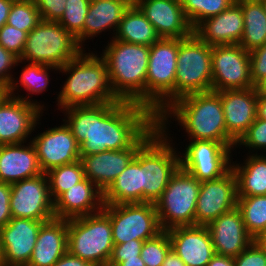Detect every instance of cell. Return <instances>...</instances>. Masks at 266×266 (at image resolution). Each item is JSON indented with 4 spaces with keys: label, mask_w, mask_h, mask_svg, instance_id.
<instances>
[{
    "label": "cell",
    "mask_w": 266,
    "mask_h": 266,
    "mask_svg": "<svg viewBox=\"0 0 266 266\" xmlns=\"http://www.w3.org/2000/svg\"><path fill=\"white\" fill-rule=\"evenodd\" d=\"M59 113L80 145V156L140 148L159 129L149 108L126 101L75 106Z\"/></svg>",
    "instance_id": "6da1fadb"
},
{
    "label": "cell",
    "mask_w": 266,
    "mask_h": 266,
    "mask_svg": "<svg viewBox=\"0 0 266 266\" xmlns=\"http://www.w3.org/2000/svg\"><path fill=\"white\" fill-rule=\"evenodd\" d=\"M173 122H172V121ZM186 134L185 140H210L227 145L234 151L236 141L227 133L219 92L207 91L189 94L177 99L158 117L159 129H170L172 125ZM177 122V124H176Z\"/></svg>",
    "instance_id": "7a4b0ae2"
},
{
    "label": "cell",
    "mask_w": 266,
    "mask_h": 266,
    "mask_svg": "<svg viewBox=\"0 0 266 266\" xmlns=\"http://www.w3.org/2000/svg\"><path fill=\"white\" fill-rule=\"evenodd\" d=\"M84 49L76 58L59 68L61 81L56 99V110L75 106H91L120 101L113 93L108 68L104 58L94 51ZM88 51V52H87Z\"/></svg>",
    "instance_id": "3957f363"
},
{
    "label": "cell",
    "mask_w": 266,
    "mask_h": 266,
    "mask_svg": "<svg viewBox=\"0 0 266 266\" xmlns=\"http://www.w3.org/2000/svg\"><path fill=\"white\" fill-rule=\"evenodd\" d=\"M106 42L99 53L107 64L114 95L120 101L145 106V83L150 47L113 38Z\"/></svg>",
    "instance_id": "277c9868"
},
{
    "label": "cell",
    "mask_w": 266,
    "mask_h": 266,
    "mask_svg": "<svg viewBox=\"0 0 266 266\" xmlns=\"http://www.w3.org/2000/svg\"><path fill=\"white\" fill-rule=\"evenodd\" d=\"M179 167L178 146L158 129L141 146V203L155 204Z\"/></svg>",
    "instance_id": "5b68a950"
},
{
    "label": "cell",
    "mask_w": 266,
    "mask_h": 266,
    "mask_svg": "<svg viewBox=\"0 0 266 266\" xmlns=\"http://www.w3.org/2000/svg\"><path fill=\"white\" fill-rule=\"evenodd\" d=\"M113 246L110 217L103 210L68 219L67 250L70 254L93 266H108Z\"/></svg>",
    "instance_id": "8992f818"
},
{
    "label": "cell",
    "mask_w": 266,
    "mask_h": 266,
    "mask_svg": "<svg viewBox=\"0 0 266 266\" xmlns=\"http://www.w3.org/2000/svg\"><path fill=\"white\" fill-rule=\"evenodd\" d=\"M84 48L58 22L41 20L29 33L19 60L60 68Z\"/></svg>",
    "instance_id": "52a82bcc"
},
{
    "label": "cell",
    "mask_w": 266,
    "mask_h": 266,
    "mask_svg": "<svg viewBox=\"0 0 266 266\" xmlns=\"http://www.w3.org/2000/svg\"><path fill=\"white\" fill-rule=\"evenodd\" d=\"M178 38H160L150 46L145 106L158 117L174 102Z\"/></svg>",
    "instance_id": "ba28073f"
},
{
    "label": "cell",
    "mask_w": 266,
    "mask_h": 266,
    "mask_svg": "<svg viewBox=\"0 0 266 266\" xmlns=\"http://www.w3.org/2000/svg\"><path fill=\"white\" fill-rule=\"evenodd\" d=\"M212 46L194 32L178 38L174 102L186 95L212 90Z\"/></svg>",
    "instance_id": "9c48e42d"
},
{
    "label": "cell",
    "mask_w": 266,
    "mask_h": 266,
    "mask_svg": "<svg viewBox=\"0 0 266 266\" xmlns=\"http://www.w3.org/2000/svg\"><path fill=\"white\" fill-rule=\"evenodd\" d=\"M201 182L181 167L171 176L161 198L155 203L163 230L195 225L196 202Z\"/></svg>",
    "instance_id": "30bf717a"
},
{
    "label": "cell",
    "mask_w": 266,
    "mask_h": 266,
    "mask_svg": "<svg viewBox=\"0 0 266 266\" xmlns=\"http://www.w3.org/2000/svg\"><path fill=\"white\" fill-rule=\"evenodd\" d=\"M160 130L171 141H174L175 145H179L181 148L179 151L180 167L198 181L218 179L231 169L234 151L227 145L210 140H187L189 143L186 142L184 148V144L181 146L179 143L177 144V134L173 137L172 130Z\"/></svg>",
    "instance_id": "8fae6325"
},
{
    "label": "cell",
    "mask_w": 266,
    "mask_h": 266,
    "mask_svg": "<svg viewBox=\"0 0 266 266\" xmlns=\"http://www.w3.org/2000/svg\"><path fill=\"white\" fill-rule=\"evenodd\" d=\"M110 217L114 245L133 240H148L163 231L153 203L103 205Z\"/></svg>",
    "instance_id": "7c38bea8"
},
{
    "label": "cell",
    "mask_w": 266,
    "mask_h": 266,
    "mask_svg": "<svg viewBox=\"0 0 266 266\" xmlns=\"http://www.w3.org/2000/svg\"><path fill=\"white\" fill-rule=\"evenodd\" d=\"M44 113L38 119L31 137L34 145L39 166L43 173L66 164L74 163L80 160V145L72 135L70 128L62 120L61 125L56 124L53 127L41 128ZM42 121V122H41ZM45 129V130H44ZM39 132H37V131ZM38 133V134H37Z\"/></svg>",
    "instance_id": "4fadbf2b"
},
{
    "label": "cell",
    "mask_w": 266,
    "mask_h": 266,
    "mask_svg": "<svg viewBox=\"0 0 266 266\" xmlns=\"http://www.w3.org/2000/svg\"><path fill=\"white\" fill-rule=\"evenodd\" d=\"M212 91L255 87L249 52L239 44L212 46Z\"/></svg>",
    "instance_id": "5bb4252c"
},
{
    "label": "cell",
    "mask_w": 266,
    "mask_h": 266,
    "mask_svg": "<svg viewBox=\"0 0 266 266\" xmlns=\"http://www.w3.org/2000/svg\"><path fill=\"white\" fill-rule=\"evenodd\" d=\"M12 218L50 221L55 218L46 173L11 184Z\"/></svg>",
    "instance_id": "9a60e30c"
},
{
    "label": "cell",
    "mask_w": 266,
    "mask_h": 266,
    "mask_svg": "<svg viewBox=\"0 0 266 266\" xmlns=\"http://www.w3.org/2000/svg\"><path fill=\"white\" fill-rule=\"evenodd\" d=\"M237 179L232 169L215 180L201 182L196 202L195 225L207 226L237 207Z\"/></svg>",
    "instance_id": "2e32d148"
},
{
    "label": "cell",
    "mask_w": 266,
    "mask_h": 266,
    "mask_svg": "<svg viewBox=\"0 0 266 266\" xmlns=\"http://www.w3.org/2000/svg\"><path fill=\"white\" fill-rule=\"evenodd\" d=\"M43 113L39 106L7 95L0 103V145L31 141Z\"/></svg>",
    "instance_id": "e0dca14e"
},
{
    "label": "cell",
    "mask_w": 266,
    "mask_h": 266,
    "mask_svg": "<svg viewBox=\"0 0 266 266\" xmlns=\"http://www.w3.org/2000/svg\"><path fill=\"white\" fill-rule=\"evenodd\" d=\"M47 221L12 218L0 228L3 266H27L35 247L39 229Z\"/></svg>",
    "instance_id": "ac0fdd59"
},
{
    "label": "cell",
    "mask_w": 266,
    "mask_h": 266,
    "mask_svg": "<svg viewBox=\"0 0 266 266\" xmlns=\"http://www.w3.org/2000/svg\"><path fill=\"white\" fill-rule=\"evenodd\" d=\"M167 232L171 249L186 266H206L216 254L207 226H179Z\"/></svg>",
    "instance_id": "d6986e66"
},
{
    "label": "cell",
    "mask_w": 266,
    "mask_h": 266,
    "mask_svg": "<svg viewBox=\"0 0 266 266\" xmlns=\"http://www.w3.org/2000/svg\"><path fill=\"white\" fill-rule=\"evenodd\" d=\"M136 5L160 38H186L193 33L180 0H139Z\"/></svg>",
    "instance_id": "ffe728a7"
},
{
    "label": "cell",
    "mask_w": 266,
    "mask_h": 266,
    "mask_svg": "<svg viewBox=\"0 0 266 266\" xmlns=\"http://www.w3.org/2000/svg\"><path fill=\"white\" fill-rule=\"evenodd\" d=\"M215 253L236 257L243 252L254 238L247 232L242 214L236 207L221 214L207 225Z\"/></svg>",
    "instance_id": "44dd1931"
},
{
    "label": "cell",
    "mask_w": 266,
    "mask_h": 266,
    "mask_svg": "<svg viewBox=\"0 0 266 266\" xmlns=\"http://www.w3.org/2000/svg\"><path fill=\"white\" fill-rule=\"evenodd\" d=\"M227 133L237 142L257 117L255 87L219 91Z\"/></svg>",
    "instance_id": "7402d4cb"
},
{
    "label": "cell",
    "mask_w": 266,
    "mask_h": 266,
    "mask_svg": "<svg viewBox=\"0 0 266 266\" xmlns=\"http://www.w3.org/2000/svg\"><path fill=\"white\" fill-rule=\"evenodd\" d=\"M243 29V11L236 1L220 14L201 21L193 32L209 46H218L239 44Z\"/></svg>",
    "instance_id": "603a6c76"
},
{
    "label": "cell",
    "mask_w": 266,
    "mask_h": 266,
    "mask_svg": "<svg viewBox=\"0 0 266 266\" xmlns=\"http://www.w3.org/2000/svg\"><path fill=\"white\" fill-rule=\"evenodd\" d=\"M138 149L108 150L80 156L84 176L104 192L129 165Z\"/></svg>",
    "instance_id": "cb8c5ba5"
},
{
    "label": "cell",
    "mask_w": 266,
    "mask_h": 266,
    "mask_svg": "<svg viewBox=\"0 0 266 266\" xmlns=\"http://www.w3.org/2000/svg\"><path fill=\"white\" fill-rule=\"evenodd\" d=\"M103 205V192L85 177L54 201V214L58 219H72L97 213Z\"/></svg>",
    "instance_id": "d4e9b609"
},
{
    "label": "cell",
    "mask_w": 266,
    "mask_h": 266,
    "mask_svg": "<svg viewBox=\"0 0 266 266\" xmlns=\"http://www.w3.org/2000/svg\"><path fill=\"white\" fill-rule=\"evenodd\" d=\"M22 64V65H21ZM21 65V66H20ZM18 66L21 68L18 72V74H15L11 84L9 85L8 89V96L18 98L21 100H24L26 102H30L32 104H35L39 106L43 111L48 112V106L47 103L37 100L33 98V95H41L45 94L43 92L48 91V88L50 87V81L54 78H50V72L53 73H59V68L49 66V65H43V64H36V63H29L22 60L17 61L15 68L18 70ZM56 71V72H55ZM19 77H18V76ZM17 76V77H16ZM25 91L26 93L20 94V91ZM28 92V93H27ZM32 97V98H31ZM39 101V102H38Z\"/></svg>",
    "instance_id": "484cf974"
},
{
    "label": "cell",
    "mask_w": 266,
    "mask_h": 266,
    "mask_svg": "<svg viewBox=\"0 0 266 266\" xmlns=\"http://www.w3.org/2000/svg\"><path fill=\"white\" fill-rule=\"evenodd\" d=\"M42 173L31 141L0 145V181L13 184Z\"/></svg>",
    "instance_id": "4316f807"
},
{
    "label": "cell",
    "mask_w": 266,
    "mask_h": 266,
    "mask_svg": "<svg viewBox=\"0 0 266 266\" xmlns=\"http://www.w3.org/2000/svg\"><path fill=\"white\" fill-rule=\"evenodd\" d=\"M129 6L130 4L126 0H96L90 2L83 25V48L91 49L88 48L89 44L86 43H90L91 40L94 42L93 39L95 40V37L97 38L101 34L103 36L100 37H104L107 32H110L108 33L111 36L109 39H112L124 12Z\"/></svg>",
    "instance_id": "83f0119b"
},
{
    "label": "cell",
    "mask_w": 266,
    "mask_h": 266,
    "mask_svg": "<svg viewBox=\"0 0 266 266\" xmlns=\"http://www.w3.org/2000/svg\"><path fill=\"white\" fill-rule=\"evenodd\" d=\"M68 219L44 222L27 266H53L68 250Z\"/></svg>",
    "instance_id": "f1b7e54d"
},
{
    "label": "cell",
    "mask_w": 266,
    "mask_h": 266,
    "mask_svg": "<svg viewBox=\"0 0 266 266\" xmlns=\"http://www.w3.org/2000/svg\"><path fill=\"white\" fill-rule=\"evenodd\" d=\"M233 153L235 158H232L231 169L237 179V197L266 195V155L244 154L242 156L241 153L244 160L241 158L239 161L237 149H234Z\"/></svg>",
    "instance_id": "f546056e"
},
{
    "label": "cell",
    "mask_w": 266,
    "mask_h": 266,
    "mask_svg": "<svg viewBox=\"0 0 266 266\" xmlns=\"http://www.w3.org/2000/svg\"><path fill=\"white\" fill-rule=\"evenodd\" d=\"M103 203H141V147L129 165L103 192Z\"/></svg>",
    "instance_id": "4dcf8cb0"
},
{
    "label": "cell",
    "mask_w": 266,
    "mask_h": 266,
    "mask_svg": "<svg viewBox=\"0 0 266 266\" xmlns=\"http://www.w3.org/2000/svg\"><path fill=\"white\" fill-rule=\"evenodd\" d=\"M113 39L150 47L160 36L139 7L132 4L124 12Z\"/></svg>",
    "instance_id": "1f68e13d"
},
{
    "label": "cell",
    "mask_w": 266,
    "mask_h": 266,
    "mask_svg": "<svg viewBox=\"0 0 266 266\" xmlns=\"http://www.w3.org/2000/svg\"><path fill=\"white\" fill-rule=\"evenodd\" d=\"M242 7L244 29L239 45L250 52L266 43V14L260 0H236Z\"/></svg>",
    "instance_id": "d6a6232c"
},
{
    "label": "cell",
    "mask_w": 266,
    "mask_h": 266,
    "mask_svg": "<svg viewBox=\"0 0 266 266\" xmlns=\"http://www.w3.org/2000/svg\"><path fill=\"white\" fill-rule=\"evenodd\" d=\"M240 210L247 232L255 238L266 228V195L238 197Z\"/></svg>",
    "instance_id": "836d02e7"
},
{
    "label": "cell",
    "mask_w": 266,
    "mask_h": 266,
    "mask_svg": "<svg viewBox=\"0 0 266 266\" xmlns=\"http://www.w3.org/2000/svg\"><path fill=\"white\" fill-rule=\"evenodd\" d=\"M46 174L49 182V193L53 202L62 193L85 178L80 160L71 164L55 167Z\"/></svg>",
    "instance_id": "e575fe53"
},
{
    "label": "cell",
    "mask_w": 266,
    "mask_h": 266,
    "mask_svg": "<svg viewBox=\"0 0 266 266\" xmlns=\"http://www.w3.org/2000/svg\"><path fill=\"white\" fill-rule=\"evenodd\" d=\"M236 0H180L187 20L194 29L201 21L220 14Z\"/></svg>",
    "instance_id": "d590c367"
},
{
    "label": "cell",
    "mask_w": 266,
    "mask_h": 266,
    "mask_svg": "<svg viewBox=\"0 0 266 266\" xmlns=\"http://www.w3.org/2000/svg\"><path fill=\"white\" fill-rule=\"evenodd\" d=\"M90 2L87 0H66L65 10L58 21L67 31L72 33L83 47V25L88 14Z\"/></svg>",
    "instance_id": "8d00e7d4"
},
{
    "label": "cell",
    "mask_w": 266,
    "mask_h": 266,
    "mask_svg": "<svg viewBox=\"0 0 266 266\" xmlns=\"http://www.w3.org/2000/svg\"><path fill=\"white\" fill-rule=\"evenodd\" d=\"M40 21L41 16L34 0L13 1L7 24L29 33Z\"/></svg>",
    "instance_id": "74e56055"
},
{
    "label": "cell",
    "mask_w": 266,
    "mask_h": 266,
    "mask_svg": "<svg viewBox=\"0 0 266 266\" xmlns=\"http://www.w3.org/2000/svg\"><path fill=\"white\" fill-rule=\"evenodd\" d=\"M234 148L238 149V154L243 150L242 153L246 151L245 154L266 155V120L256 117Z\"/></svg>",
    "instance_id": "f35d334b"
},
{
    "label": "cell",
    "mask_w": 266,
    "mask_h": 266,
    "mask_svg": "<svg viewBox=\"0 0 266 266\" xmlns=\"http://www.w3.org/2000/svg\"><path fill=\"white\" fill-rule=\"evenodd\" d=\"M171 250L168 232L163 230L154 238L143 242L140 256L146 266H161Z\"/></svg>",
    "instance_id": "ab89813d"
},
{
    "label": "cell",
    "mask_w": 266,
    "mask_h": 266,
    "mask_svg": "<svg viewBox=\"0 0 266 266\" xmlns=\"http://www.w3.org/2000/svg\"><path fill=\"white\" fill-rule=\"evenodd\" d=\"M28 33L9 24L0 28V45L18 59L21 57Z\"/></svg>",
    "instance_id": "60d3db41"
},
{
    "label": "cell",
    "mask_w": 266,
    "mask_h": 266,
    "mask_svg": "<svg viewBox=\"0 0 266 266\" xmlns=\"http://www.w3.org/2000/svg\"><path fill=\"white\" fill-rule=\"evenodd\" d=\"M143 242L144 241L142 240L132 239L126 243L114 245L108 266H117L120 262L125 261L126 259L140 256Z\"/></svg>",
    "instance_id": "b9f144b4"
},
{
    "label": "cell",
    "mask_w": 266,
    "mask_h": 266,
    "mask_svg": "<svg viewBox=\"0 0 266 266\" xmlns=\"http://www.w3.org/2000/svg\"><path fill=\"white\" fill-rule=\"evenodd\" d=\"M235 266H266V250L253 241L243 252L234 257Z\"/></svg>",
    "instance_id": "7bdbcfd3"
},
{
    "label": "cell",
    "mask_w": 266,
    "mask_h": 266,
    "mask_svg": "<svg viewBox=\"0 0 266 266\" xmlns=\"http://www.w3.org/2000/svg\"><path fill=\"white\" fill-rule=\"evenodd\" d=\"M41 20L58 22L65 10L66 0H34Z\"/></svg>",
    "instance_id": "ee69618b"
},
{
    "label": "cell",
    "mask_w": 266,
    "mask_h": 266,
    "mask_svg": "<svg viewBox=\"0 0 266 266\" xmlns=\"http://www.w3.org/2000/svg\"><path fill=\"white\" fill-rule=\"evenodd\" d=\"M17 61L18 58L15 55L0 45V84L6 88L11 84L14 75L18 73L14 71Z\"/></svg>",
    "instance_id": "f6af8a7d"
},
{
    "label": "cell",
    "mask_w": 266,
    "mask_h": 266,
    "mask_svg": "<svg viewBox=\"0 0 266 266\" xmlns=\"http://www.w3.org/2000/svg\"><path fill=\"white\" fill-rule=\"evenodd\" d=\"M251 62V78L255 86L266 76V43L249 52Z\"/></svg>",
    "instance_id": "bcb514c9"
},
{
    "label": "cell",
    "mask_w": 266,
    "mask_h": 266,
    "mask_svg": "<svg viewBox=\"0 0 266 266\" xmlns=\"http://www.w3.org/2000/svg\"><path fill=\"white\" fill-rule=\"evenodd\" d=\"M10 196L11 184L0 181V228L4 227L12 219Z\"/></svg>",
    "instance_id": "7dc6e473"
},
{
    "label": "cell",
    "mask_w": 266,
    "mask_h": 266,
    "mask_svg": "<svg viewBox=\"0 0 266 266\" xmlns=\"http://www.w3.org/2000/svg\"><path fill=\"white\" fill-rule=\"evenodd\" d=\"M53 266H93L77 256L70 254L68 251Z\"/></svg>",
    "instance_id": "c3c4849f"
},
{
    "label": "cell",
    "mask_w": 266,
    "mask_h": 266,
    "mask_svg": "<svg viewBox=\"0 0 266 266\" xmlns=\"http://www.w3.org/2000/svg\"><path fill=\"white\" fill-rule=\"evenodd\" d=\"M206 266H235L234 257L215 254Z\"/></svg>",
    "instance_id": "681fc988"
},
{
    "label": "cell",
    "mask_w": 266,
    "mask_h": 266,
    "mask_svg": "<svg viewBox=\"0 0 266 266\" xmlns=\"http://www.w3.org/2000/svg\"><path fill=\"white\" fill-rule=\"evenodd\" d=\"M12 0H0V28L7 23Z\"/></svg>",
    "instance_id": "f907efd6"
},
{
    "label": "cell",
    "mask_w": 266,
    "mask_h": 266,
    "mask_svg": "<svg viewBox=\"0 0 266 266\" xmlns=\"http://www.w3.org/2000/svg\"><path fill=\"white\" fill-rule=\"evenodd\" d=\"M161 266H186L180 257L171 249Z\"/></svg>",
    "instance_id": "816d5d0a"
},
{
    "label": "cell",
    "mask_w": 266,
    "mask_h": 266,
    "mask_svg": "<svg viewBox=\"0 0 266 266\" xmlns=\"http://www.w3.org/2000/svg\"><path fill=\"white\" fill-rule=\"evenodd\" d=\"M257 118L266 120V96L258 95Z\"/></svg>",
    "instance_id": "f5cc1de1"
},
{
    "label": "cell",
    "mask_w": 266,
    "mask_h": 266,
    "mask_svg": "<svg viewBox=\"0 0 266 266\" xmlns=\"http://www.w3.org/2000/svg\"><path fill=\"white\" fill-rule=\"evenodd\" d=\"M117 266H146L141 256L136 258L126 259L125 261L120 262Z\"/></svg>",
    "instance_id": "db71d44e"
},
{
    "label": "cell",
    "mask_w": 266,
    "mask_h": 266,
    "mask_svg": "<svg viewBox=\"0 0 266 266\" xmlns=\"http://www.w3.org/2000/svg\"><path fill=\"white\" fill-rule=\"evenodd\" d=\"M255 89L258 95L266 96V76L255 85Z\"/></svg>",
    "instance_id": "11a10c76"
},
{
    "label": "cell",
    "mask_w": 266,
    "mask_h": 266,
    "mask_svg": "<svg viewBox=\"0 0 266 266\" xmlns=\"http://www.w3.org/2000/svg\"><path fill=\"white\" fill-rule=\"evenodd\" d=\"M254 241L264 250H266V228L254 238Z\"/></svg>",
    "instance_id": "9f6ffc18"
},
{
    "label": "cell",
    "mask_w": 266,
    "mask_h": 266,
    "mask_svg": "<svg viewBox=\"0 0 266 266\" xmlns=\"http://www.w3.org/2000/svg\"><path fill=\"white\" fill-rule=\"evenodd\" d=\"M8 95V89L0 84V103Z\"/></svg>",
    "instance_id": "6f0895ef"
},
{
    "label": "cell",
    "mask_w": 266,
    "mask_h": 266,
    "mask_svg": "<svg viewBox=\"0 0 266 266\" xmlns=\"http://www.w3.org/2000/svg\"><path fill=\"white\" fill-rule=\"evenodd\" d=\"M0 266H3V254H2L1 244H0Z\"/></svg>",
    "instance_id": "680465c9"
},
{
    "label": "cell",
    "mask_w": 266,
    "mask_h": 266,
    "mask_svg": "<svg viewBox=\"0 0 266 266\" xmlns=\"http://www.w3.org/2000/svg\"><path fill=\"white\" fill-rule=\"evenodd\" d=\"M130 5L136 4L139 0H126Z\"/></svg>",
    "instance_id": "91938a15"
},
{
    "label": "cell",
    "mask_w": 266,
    "mask_h": 266,
    "mask_svg": "<svg viewBox=\"0 0 266 266\" xmlns=\"http://www.w3.org/2000/svg\"><path fill=\"white\" fill-rule=\"evenodd\" d=\"M262 5H263V8H264V11H265V14H266V0H260Z\"/></svg>",
    "instance_id": "94428289"
}]
</instances>
